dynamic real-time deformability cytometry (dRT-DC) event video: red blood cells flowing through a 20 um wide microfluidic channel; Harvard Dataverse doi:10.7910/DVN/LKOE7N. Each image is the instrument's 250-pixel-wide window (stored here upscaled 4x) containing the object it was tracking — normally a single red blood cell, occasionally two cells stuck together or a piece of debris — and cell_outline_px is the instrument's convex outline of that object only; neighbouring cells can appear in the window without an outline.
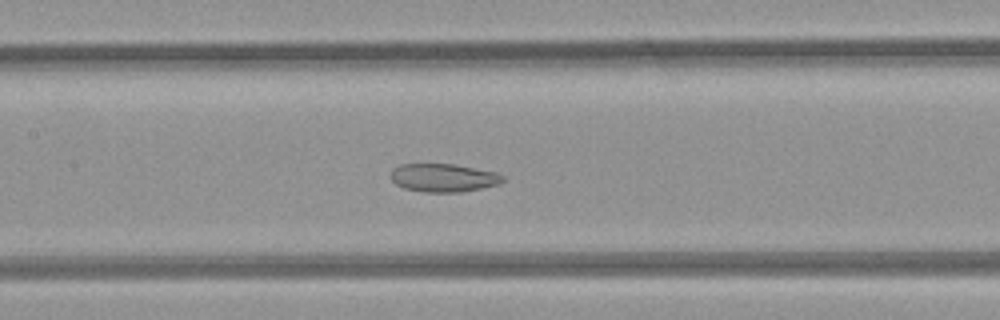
{"species": "common noctule bat (a hibernating species)", "species_latin": "Nyctalus noctula", "temperature_condition": "room temperature", "stored_images_in_passage": 37, "camera_frame_rate_fps": 3000, "um_per_image_px": 0.085, "animal": {"sex": "female", "body_mass_g": 21.9}, "frame": {"image": 1, "passage_image": 17, "time_ms": 5.333, "image_size_px": [1000, 320], "cell_outline_px": [[504, 180], [500, 184], [460, 192], [424, 192], [404, 188], [396, 184], [392, 180], [392, 168], [400, 164], [456, 164], [496, 172], [504, 176]], "centroid_in_image_um": [37.71, 15.1], "position_along_channel_um": 169.7, "area_um2": 18.44}}
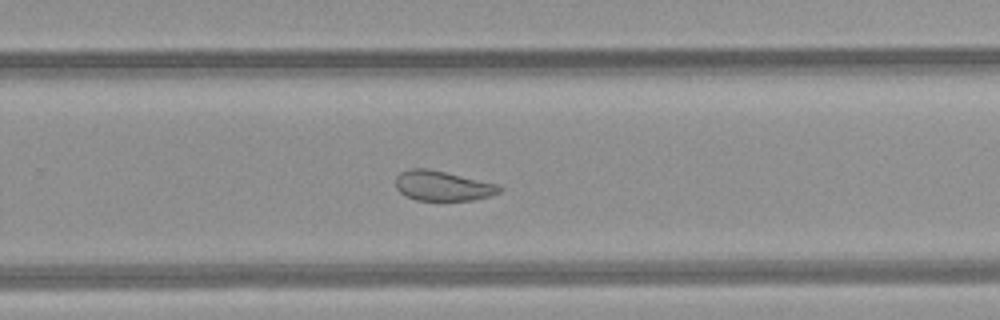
{"frame": {"image": 2, "passage_image": 26, "time_ms": 8.333, "image_size_px": [1000, 320], "cell_outline_px": [[504, 188], [500, 192], [492, 196], [472, 200], [416, 200], [404, 196], [396, 188], [396, 176], [400, 172], [408, 168], [428, 168], [496, 184]], "centroid_in_image_um": [37.59, 15.8], "position_along_channel_um": 292.2, "area_um2": 18.15}}
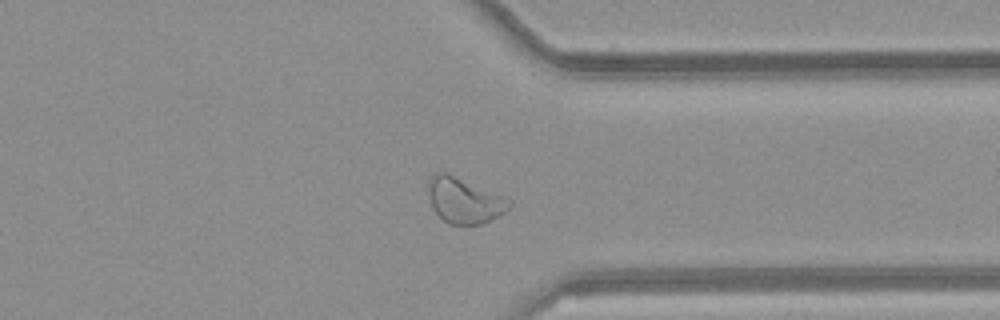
{"frame": {"image": 3, "passage_image": 32, "time_ms": 10.333, "image_size_px": [1000, 320], "cell_outline_px": [[512, 204], [504, 212], [484, 224], [448, 224], [432, 208], [428, 192], [428, 184], [432, 176], [436, 172], [448, 172], [512, 200]], "centroid_in_image_um": [39.46, 17.03], "position_along_channel_um": 371.9, "area_um2": 21.39}, "authors_computed_cell_mechanics": {"area_um2": 19.9988, "velocity_mm_per_s": 4.0974, "shape_relaxation_time_tau1_ms": null, "shape_relaxation_time_tau2_ms": 2.2606, "deformation_change_tau1": null, "deformation_change_tau2": 0.0909}}